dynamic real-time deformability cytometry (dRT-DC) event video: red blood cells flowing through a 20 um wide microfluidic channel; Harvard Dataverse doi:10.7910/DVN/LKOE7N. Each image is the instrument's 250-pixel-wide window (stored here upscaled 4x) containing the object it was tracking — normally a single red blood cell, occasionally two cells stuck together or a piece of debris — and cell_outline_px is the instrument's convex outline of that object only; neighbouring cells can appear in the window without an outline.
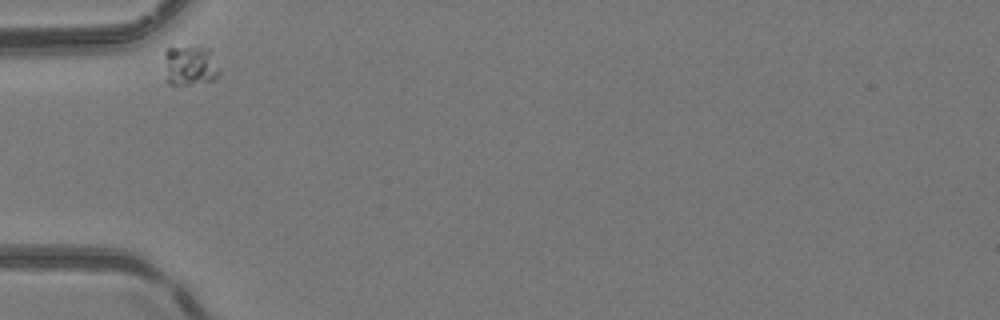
{"species": "common noctule bat (a hibernating species)", "species_latin": "Nyctalus noctula", "temperature_condition": "room temperature", "stored_images_in_passage": 29, "camera_frame_rate_fps": 3000, "um_per_image_px": 0.085, "animal": {"sex": "female", "body_mass_g": 24.6, "forearm_length_mm": 56.2}, "frame": {"image": 1, "passage_image": 1, "time_ms": 0.0, "image_size_px": [1000, 320], "cell_outline_px": [[220, 72], [212, 80], [188, 84], [168, 84], [164, 56], [164, 48], [200, 44], [208, 48]], "centroid_in_image_um": [16.12, 5.5], "position_along_channel_um": 68.9, "area_um2": 12.95}}
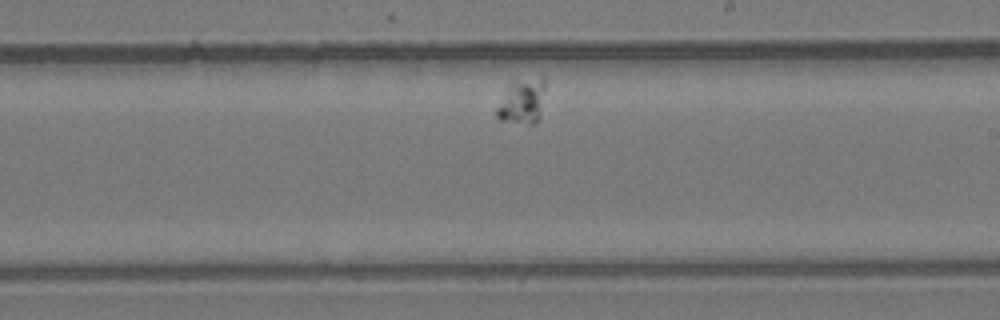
{"frame": {"image": 2, "passage_image": 17, "time_ms": 5.333, "image_size_px": [1000, 320], "cell_outline_px": [[544, 88], [540, 108], [536, 124], [528, 124], [500, 120], [496, 116], [496, 108], [508, 84], [516, 76], [544, 76]], "centroid_in_image_um": [44.35, 8.51], "position_along_channel_um": 244.7, "area_um2": 13.12}}
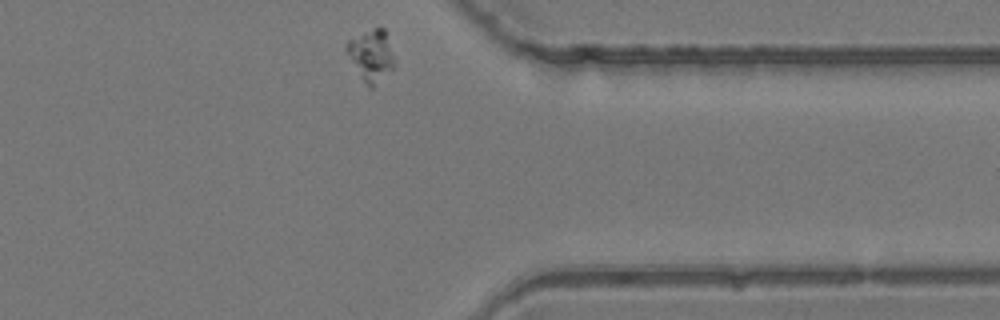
{"frame": {"image": 3, "passage_image": 29, "time_ms": 9.333, "image_size_px": [1000, 320], "cell_outline_px": [[392, 68], [372, 88], [368, 88], [344, 48], [348, 40], [376, 28], [384, 28], [392, 56]], "centroid_in_image_um": [31.51, 4.72], "position_along_channel_um": 379.9, "area_um2": 13.41}}